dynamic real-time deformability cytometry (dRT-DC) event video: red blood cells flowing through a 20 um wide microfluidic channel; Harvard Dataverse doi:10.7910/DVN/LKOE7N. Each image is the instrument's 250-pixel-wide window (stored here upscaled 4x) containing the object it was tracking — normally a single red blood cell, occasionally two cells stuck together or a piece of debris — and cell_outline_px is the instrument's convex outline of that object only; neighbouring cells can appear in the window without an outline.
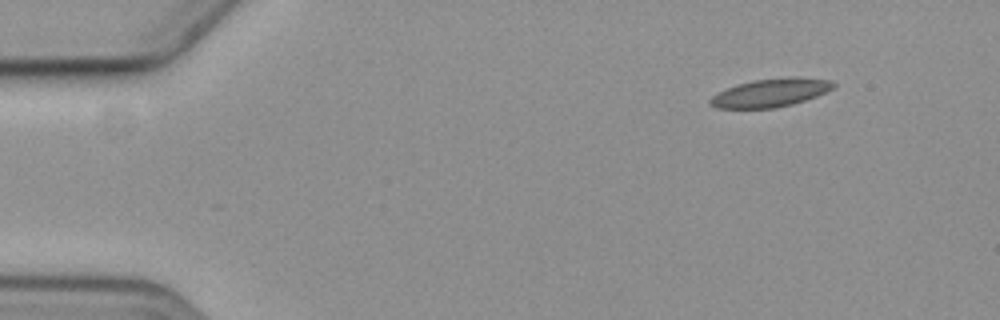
{"species": "common noctule bat (a hibernating species)", "species_latin": "Nyctalus noctula", "temperature_condition": "cold", "stored_images_in_passage": 2, "camera_frame_rate_fps": 3000, "um_per_image_px": 0.085, "animal": {"sex": "female", "body_mass_g": 19.3, "forearm_length_mm": 54.1}, "frame": {"image": 1, "passage_image": 2, "time_ms": 1.0, "image_size_px": [1000, 320], "cell_outline_px": [[836, 84], [832, 88], [816, 96], [792, 104], [776, 108], [716, 108], [708, 104], [708, 100], [712, 96], [736, 84], [752, 80], [788, 76], [800, 76], [832, 80]], "centroid_in_image_um": [65.5, 7.86], "position_along_channel_um": 19.5, "area_um2": 20.46}}